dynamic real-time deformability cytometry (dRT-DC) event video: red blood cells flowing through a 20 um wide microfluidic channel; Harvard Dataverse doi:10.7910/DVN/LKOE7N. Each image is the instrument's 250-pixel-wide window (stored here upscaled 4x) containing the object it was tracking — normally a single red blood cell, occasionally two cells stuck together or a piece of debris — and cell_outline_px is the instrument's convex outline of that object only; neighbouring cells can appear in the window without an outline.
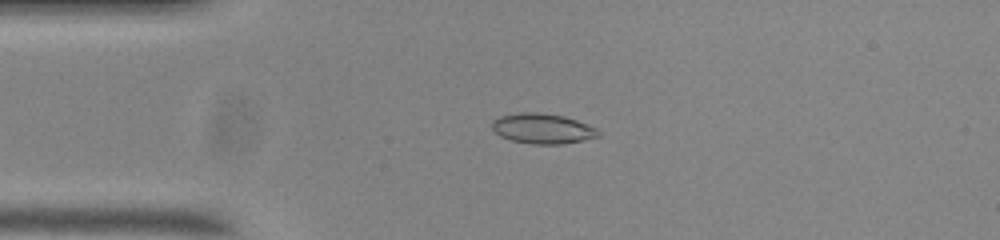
{"species": "common noctule bat (a hibernating species)", "species_latin": "Nyctalus noctula", "temperature_condition": "room temperature", "stored_images_in_passage": 53, "camera_frame_rate_fps": 3000, "um_per_image_px": 0.085, "animal": {"sex": "male", "body_mass_g": 20.0, "forearm_length_mm": 53.3}, "frame": {"image": 1, "passage_image": 11, "time_ms": 3.333, "image_size_px": [1000, 240], "cell_outline_px": [[600, 136], [584, 140], [560, 144], [532, 144], [512, 140], [500, 136], [492, 128], [492, 120], [500, 116], [520, 112], [536, 112], [564, 116], [576, 120], [596, 128], [600, 132]], "centroid_in_image_um": [46.11, 10.93], "position_along_channel_um": 38.9, "area_um2": 18.61}}
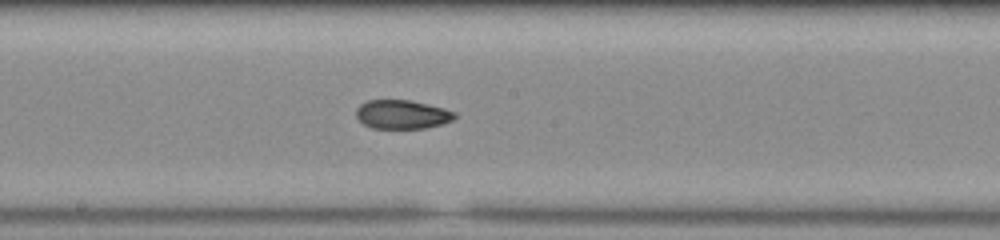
{"frame": {"image": 2, "passage_image": 27, "time_ms": 8.667, "image_size_px": [1000, 240], "cell_outline_px": [[456, 116], [452, 120], [440, 124], [424, 128], [372, 128], [364, 124], [356, 116], [356, 108], [360, 104], [368, 100], [408, 100], [428, 104], [444, 108], [456, 112]], "centroid_in_image_um": [34.17, 9.72], "position_along_channel_um": 214.0, "area_um2": 16.47}}
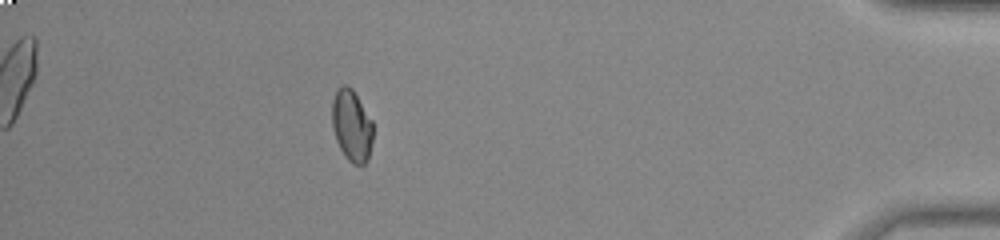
{"frame": {"image": 3, "passage_image": 47, "time_ms": 15.333, "image_size_px": [1000, 240], "cell_outline_px": [[372, 140], [368, 160], [364, 164], [352, 164], [344, 156], [336, 140], [332, 124], [332, 100], [336, 92], [344, 84], [352, 88], [372, 120]], "centroid_in_image_um": [29.89, 10.69], "position_along_channel_um": 405.3, "area_um2": 16.99}, "authors_computed_cell_mechanics": {"area_um2": 17.5712, "velocity_mm_per_s": 3.7118, "shape_relaxation_time_tau1_ms": null, "shape_relaxation_time_tau2_ms": 2.2668, "deformation_change_tau1": null, "deformation_change_tau2": 0.0659}}